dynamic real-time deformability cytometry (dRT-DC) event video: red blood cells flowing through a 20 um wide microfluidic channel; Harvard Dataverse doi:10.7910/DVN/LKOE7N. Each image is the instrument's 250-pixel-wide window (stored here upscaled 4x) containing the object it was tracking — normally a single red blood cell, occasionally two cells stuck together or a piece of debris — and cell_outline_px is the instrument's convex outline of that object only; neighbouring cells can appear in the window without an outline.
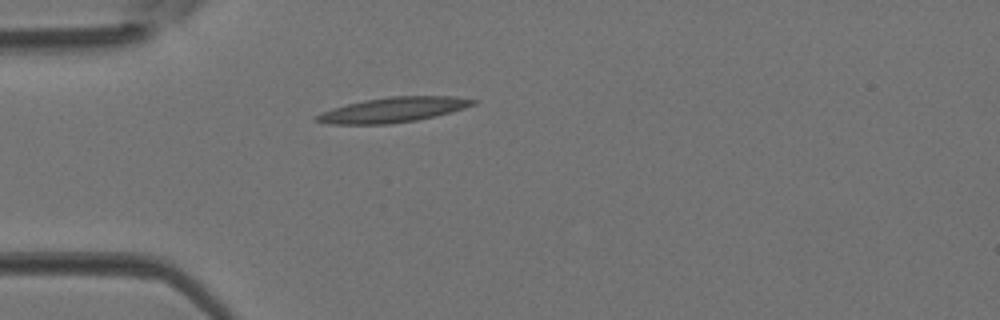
{"species": "Egyptian fruit bat (a non-hibernating species)", "species_latin": "Rousettus aegyptiacus", "temperature_condition": "room temperature", "stored_images_in_passage": 1, "camera_frame_rate_fps": 3000, "um_per_image_px": 0.085, "animal": {"sex": "female"}, "frame": {"image": 1, "passage_image": 1, "time_ms": 0.0, "image_size_px": [1000, 320], "cell_outline_px": [[480, 100], [476, 104], [452, 112], [436, 116], [416, 120], [388, 124], [328, 124], [312, 120], [316, 116], [332, 108], [364, 100], [392, 96], [452, 96]], "centroid_in_image_um": [33.46, 9.33], "position_along_channel_um": 51.5, "area_um2": 22.77}}